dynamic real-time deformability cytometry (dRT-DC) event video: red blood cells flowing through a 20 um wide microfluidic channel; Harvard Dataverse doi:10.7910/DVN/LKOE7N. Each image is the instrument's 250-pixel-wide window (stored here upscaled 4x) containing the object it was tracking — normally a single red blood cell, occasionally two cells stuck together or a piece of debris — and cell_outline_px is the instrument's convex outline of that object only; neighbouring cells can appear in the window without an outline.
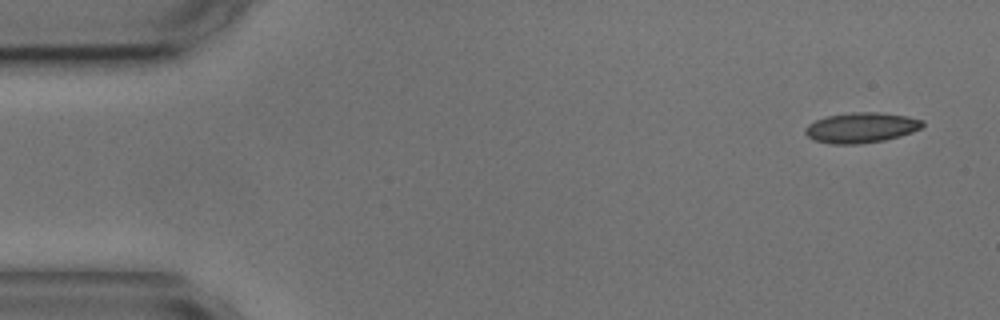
{"species": "common noctule bat (a hibernating species)", "species_latin": "Nyctalus noctula", "temperature_condition": "cold", "stored_images_in_passage": 4, "camera_frame_rate_fps": 3000, "um_per_image_px": 0.085, "animal": {"sex": "male", "body_mass_g": 17.9, "forearm_length_mm": 54.2}, "frame": {"image": 1, "passage_image": 1, "time_ms": 0.0, "image_size_px": [1000, 320], "cell_outline_px": [[924, 124], [920, 128], [912, 132], [900, 136], [884, 140], [860, 144], [832, 144], [812, 140], [804, 132], [804, 128], [808, 124], [816, 120], [828, 116], [852, 112], [880, 112], [908, 116], [924, 120]], "centroid_in_image_um": [73.2, 10.85], "position_along_channel_um": 11.8, "area_um2": 20.81}}